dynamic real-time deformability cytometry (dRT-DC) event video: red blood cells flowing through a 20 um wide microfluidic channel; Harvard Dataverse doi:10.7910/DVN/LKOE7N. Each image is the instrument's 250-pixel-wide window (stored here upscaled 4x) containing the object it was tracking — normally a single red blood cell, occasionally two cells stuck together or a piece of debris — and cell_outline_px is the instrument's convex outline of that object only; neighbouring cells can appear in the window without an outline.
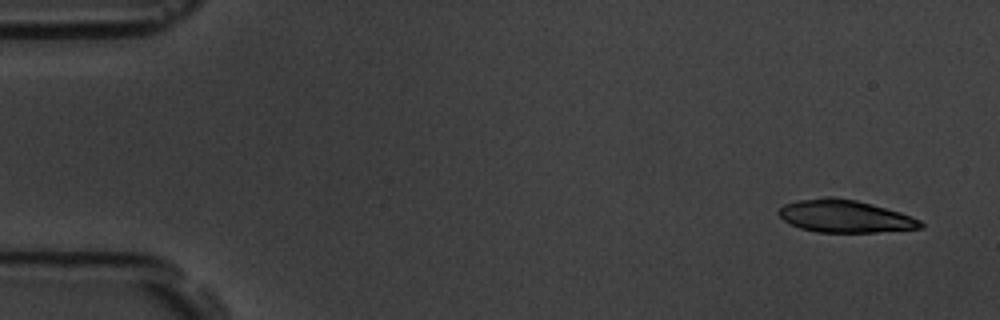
{"species": "common noctule bat (a hibernating species)", "species_latin": "Nyctalus noctula", "temperature_condition": "room temperature", "stored_images_in_passage": 4, "camera_frame_rate_fps": 3000, "um_per_image_px": 0.085, "animal": {"sex": "male", "body_mass_g": 19.5, "forearm_length_mm": 54.6}, "frame": {"image": 1, "passage_image": 1, "time_ms": 0.0, "image_size_px": [1000, 320], "cell_outline_px": [[924, 228], [876, 232], [816, 232], [800, 228], [784, 220], [776, 212], [784, 204], [796, 200], [824, 196], [832, 196], [856, 200], [872, 204], [900, 212], [920, 220], [924, 224]], "centroid_in_image_um": [71.8, 18.37], "position_along_channel_um": 13.2, "area_um2": 26.99}}